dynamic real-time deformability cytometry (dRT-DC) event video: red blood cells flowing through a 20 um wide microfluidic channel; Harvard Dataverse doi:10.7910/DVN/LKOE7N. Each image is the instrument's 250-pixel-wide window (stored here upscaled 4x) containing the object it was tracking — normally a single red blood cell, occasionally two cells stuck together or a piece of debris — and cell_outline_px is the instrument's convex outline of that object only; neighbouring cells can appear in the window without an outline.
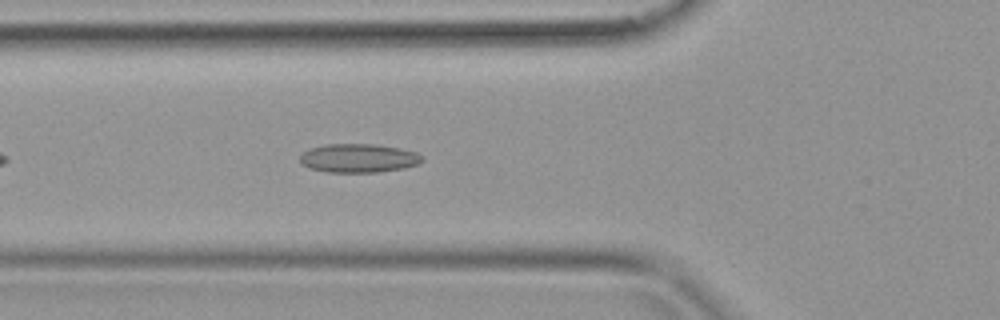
{"species": "common noctule bat (a hibernating species)", "species_latin": "Nyctalus noctula", "temperature_condition": "warm", "stored_images_in_passage": 29, "camera_frame_rate_fps": 3000, "um_per_image_px": 0.085, "animal": {"sex": "female", "body_mass_g": 19.9}, "frame": {"image": 1, "passage_image": 4, "time_ms": 1.0, "image_size_px": [1000, 320], "cell_outline_px": [[424, 160], [420, 164], [404, 168], [376, 172], [328, 172], [312, 168], [300, 164], [300, 156], [308, 148], [324, 144], [372, 144], [400, 148], [416, 152], [424, 156]], "centroid_in_image_um": [30.5, 13.44], "position_along_channel_um": 95.3, "area_um2": 20.58}}
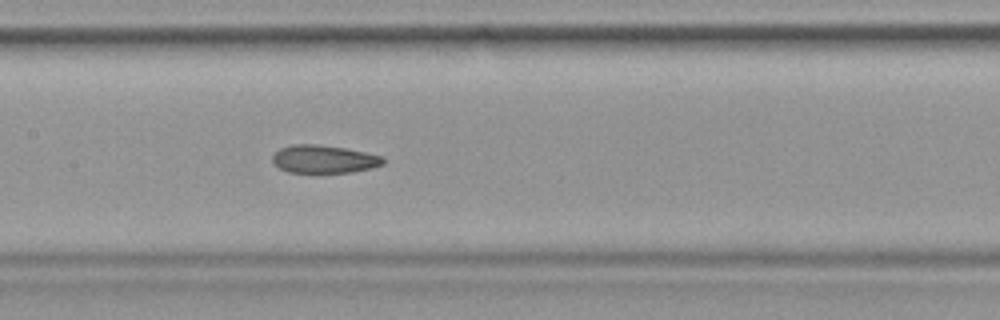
{"frame": {"image": 2, "passage_image": 9, "time_ms": 2.667, "image_size_px": [1000, 320], "cell_outline_px": [[384, 164], [352, 172], [288, 172], [280, 168], [272, 160], [272, 156], [280, 148], [292, 144], [320, 144], [344, 148], [384, 156]], "centroid_in_image_um": [27.53, 13.51], "position_along_channel_um": 179.9, "area_um2": 17.86}}
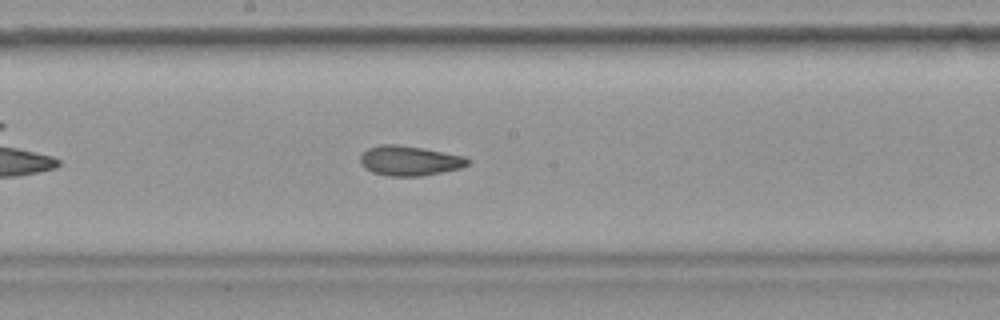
{"frame": {"image": 3, "passage_image": 11, "time_ms": 3.333, "image_size_px": [1000, 320], "cell_outline_px": [[472, 160], [468, 164], [460, 168], [420, 176], [388, 176], [372, 172], [364, 168], [360, 164], [360, 156], [368, 148], [380, 144], [396, 144], [424, 148], [464, 156]], "centroid_in_image_um": [34.79, 13.65], "position_along_channel_um": 213.4, "area_um2": 18.73}}